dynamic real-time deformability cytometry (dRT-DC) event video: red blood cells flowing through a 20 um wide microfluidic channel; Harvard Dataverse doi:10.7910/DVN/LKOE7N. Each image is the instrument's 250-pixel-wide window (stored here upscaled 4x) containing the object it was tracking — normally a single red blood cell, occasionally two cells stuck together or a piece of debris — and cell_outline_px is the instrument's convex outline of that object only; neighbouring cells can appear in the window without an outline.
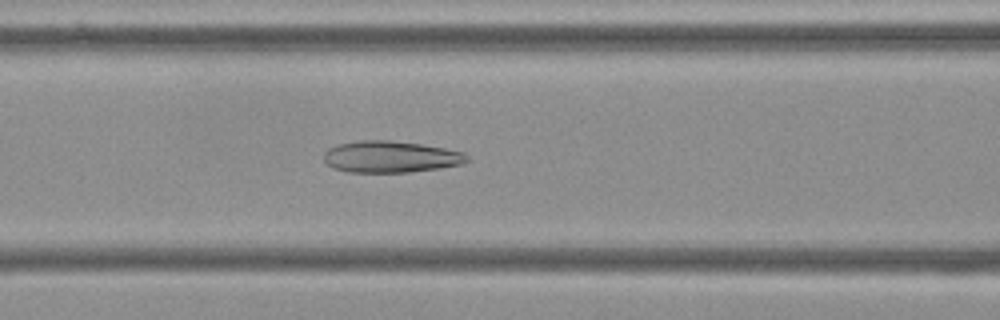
{"species": "Egyptian fruit bat (a non-hibernating species)", "species_latin": "Rousettus aegyptiacus", "temperature_condition": "cold", "stored_images_in_passage": 43, "camera_frame_rate_fps": 3000, "um_per_image_px": 0.085, "frame": {"image": 1, "passage_image": 14, "time_ms": 4.333, "image_size_px": [1000, 320], "cell_outline_px": [[468, 160], [460, 164], [440, 168], [408, 172], [348, 172], [332, 168], [324, 160], [324, 152], [328, 148], [336, 144], [360, 140], [388, 140], [420, 144], [444, 148], [464, 152], [468, 156]], "centroid_in_image_um": [33.16, 13.32], "position_along_channel_um": 133.4, "area_um2": 26.36}}
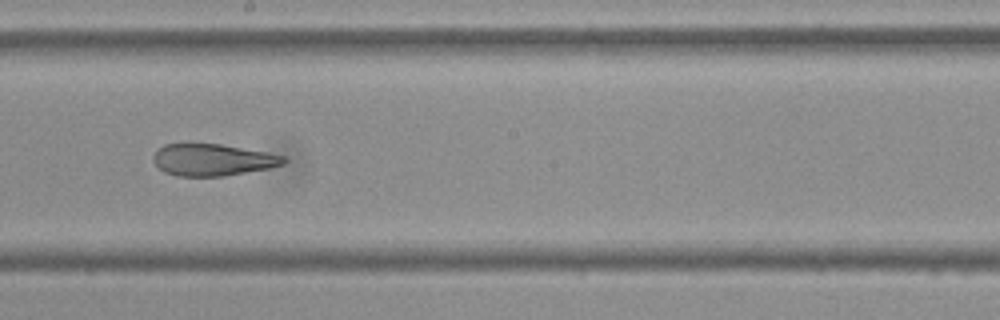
{"frame": {"image": 2, "passage_image": 22, "time_ms": 7.0, "image_size_px": [1000, 320], "cell_outline_px": [[288, 160], [284, 164], [272, 168], [224, 176], [176, 176], [164, 172], [152, 160], [152, 156], [164, 144], [220, 144], [268, 152], [288, 156]], "centroid_in_image_um": [18.14, 13.59], "position_along_channel_um": 230.1, "area_um2": 24.39}}
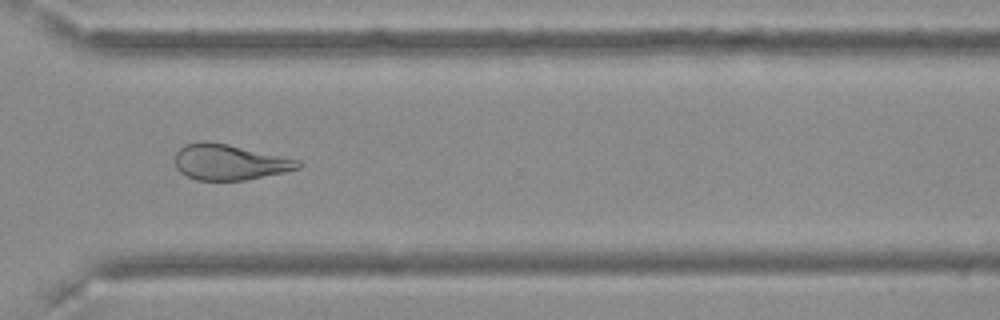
{"frame": {"image": 3, "passage_image": 32, "time_ms": 10.333, "image_size_px": [1000, 320], "cell_outline_px": [[304, 164], [300, 168], [284, 172], [244, 180], [196, 180], [180, 172], [176, 168], [176, 152], [184, 144], [204, 140], [208, 140], [228, 144], [300, 160]], "centroid_in_image_um": [19.51, 13.77], "position_along_channel_um": 351.1, "area_um2": 25.61}, "authors_computed_cell_mechanics": {"area_um2": 27.6862, "velocity_mm_per_s": 3.633, "shape_relaxation_time_tau1_ms": null, "shape_relaxation_time_tau2_ms": 2.6313, "deformation_change_tau1": null, "deformation_change_tau2": 0.1152}}